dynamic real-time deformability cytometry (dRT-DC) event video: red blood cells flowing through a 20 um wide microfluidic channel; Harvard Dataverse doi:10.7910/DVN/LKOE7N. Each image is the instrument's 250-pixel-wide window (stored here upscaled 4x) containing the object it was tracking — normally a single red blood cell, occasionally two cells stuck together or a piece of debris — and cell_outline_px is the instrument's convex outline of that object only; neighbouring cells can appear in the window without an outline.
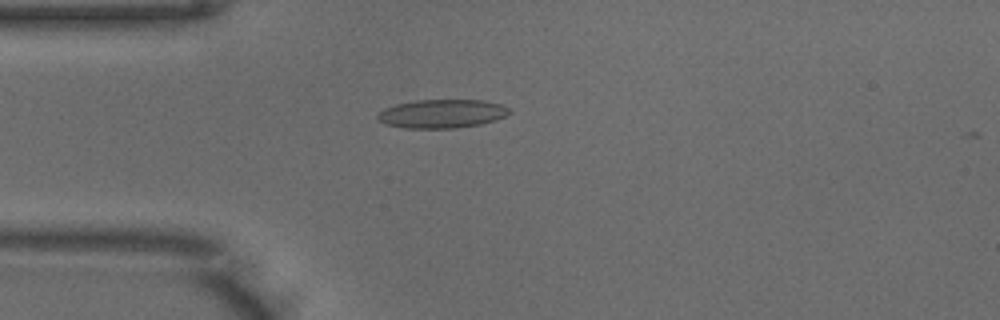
{"species": "common noctule bat (a hibernating species)", "species_latin": "Nyctalus noctula", "temperature_condition": "warm", "stored_images_in_passage": 50, "camera_frame_rate_fps": 3000, "um_per_image_px": 0.085, "animal": {"sex": "male", "body_mass_g": 18.8}, "frame": {"image": 1, "passage_image": 12, "time_ms": 3.667, "image_size_px": [1000, 320], "cell_outline_px": [[512, 112], [496, 120], [480, 124], [456, 128], [404, 128], [388, 124], [376, 120], [376, 116], [384, 108], [396, 104], [416, 100], [484, 100], [500, 104], [508, 108]], "centroid_in_image_um": [37.56, 9.66], "position_along_channel_um": 47.4, "area_um2": 21.96}}
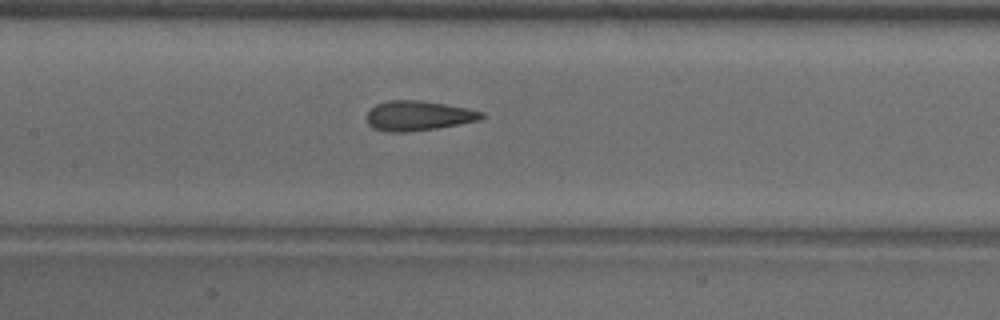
{"frame": {"image": 2, "passage_image": 22, "time_ms": 7.0, "image_size_px": [1000, 320], "cell_outline_px": [[484, 116], [480, 120], [460, 124], [436, 128], [408, 132], [384, 132], [372, 128], [368, 124], [364, 116], [376, 104], [388, 100], [420, 100], [468, 108], [484, 112]], "centroid_in_image_um": [35.52, 9.84], "position_along_channel_um": 171.9, "area_um2": 20.17}}
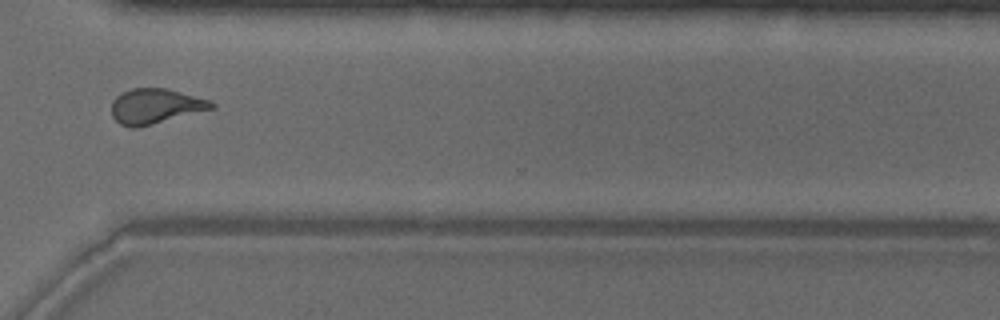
{"frame": {"image": 3, "passage_image": 36, "time_ms": 11.667, "image_size_px": [1000, 320], "cell_outline_px": [[216, 108], [136, 128], [132, 128], [120, 124], [112, 116], [112, 100], [116, 96], [132, 88], [168, 88], [212, 100], [216, 104]], "centroid_in_image_um": [13.25, 9.02], "position_along_channel_um": 357.3, "area_um2": 20.58}}